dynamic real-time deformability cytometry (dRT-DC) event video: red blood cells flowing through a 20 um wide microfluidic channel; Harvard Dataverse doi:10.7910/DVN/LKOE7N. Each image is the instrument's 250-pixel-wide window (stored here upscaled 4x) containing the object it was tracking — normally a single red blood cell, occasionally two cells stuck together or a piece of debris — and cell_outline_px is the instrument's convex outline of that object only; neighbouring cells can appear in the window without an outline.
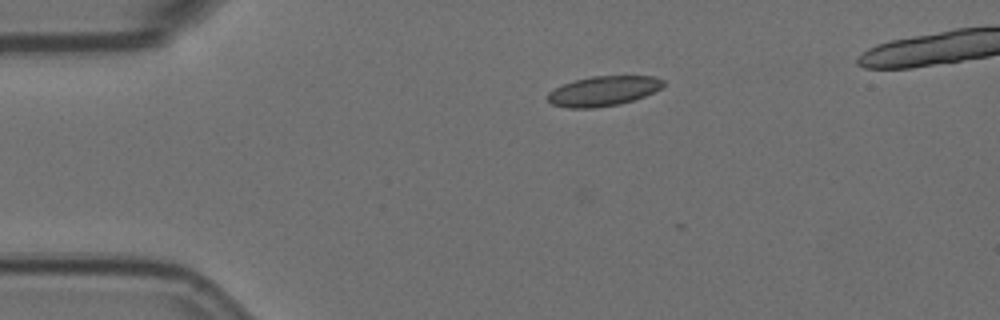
{"species": "Egyptian fruit bat (a non-hibernating species)", "species_latin": "Rousettus aegyptiacus", "temperature_condition": "room temperature", "stored_images_in_passage": 8, "camera_frame_rate_fps": 3000, "um_per_image_px": 0.085, "animal": {"sex": "female"}, "frame": {"image": 1, "passage_image": 2, "time_ms": 0.333, "image_size_px": [1000, 320], "cell_outline_px": [[664, 84], [660, 88], [644, 96], [620, 104], [592, 108], [568, 108], [552, 104], [548, 100], [548, 92], [564, 84], [576, 80], [592, 76], [656, 76], [664, 80]], "centroid_in_image_um": [51.28, 7.73], "position_along_channel_um": 33.7, "area_um2": 19.88}}
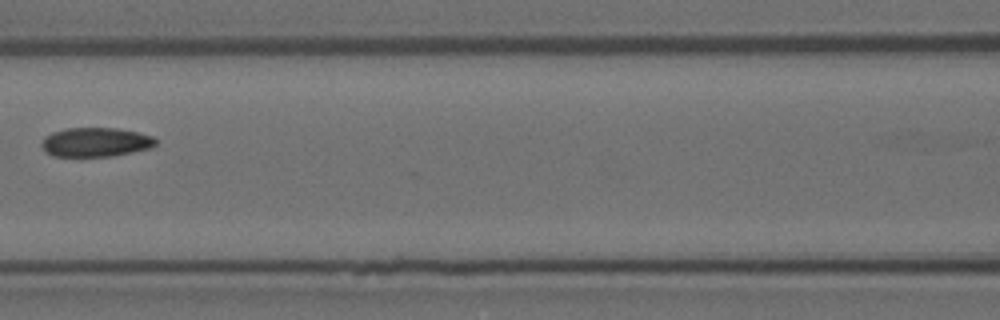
{"frame": {"image": 2, "passage_image": 6, "time_ms": 1.667, "image_size_px": [1000, 320], "cell_outline_px": [[156, 144], [148, 148], [112, 156], [52, 156], [40, 144], [44, 136], [52, 132], [64, 128], [116, 128], [136, 132], [152, 136], [156, 140]], "centroid_in_image_um": [8.08, 12.07], "position_along_channel_um": 158.5, "area_um2": 19.19}}
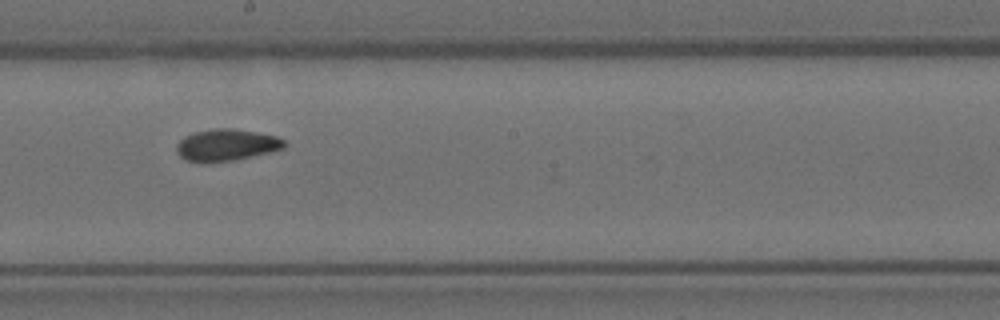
{"frame": {"image": 3, "passage_image": 8, "time_ms": 2.333, "image_size_px": [1000, 320], "cell_outline_px": [[288, 144], [284, 148], [268, 152], [232, 160], [200, 164], [188, 160], [180, 156], [176, 152], [176, 144], [184, 136], [196, 132], [212, 128], [232, 128], [256, 132], [276, 136], [284, 140]], "centroid_in_image_um": [19.21, 12.33], "position_along_channel_um": 229.0, "area_um2": 20.0}}